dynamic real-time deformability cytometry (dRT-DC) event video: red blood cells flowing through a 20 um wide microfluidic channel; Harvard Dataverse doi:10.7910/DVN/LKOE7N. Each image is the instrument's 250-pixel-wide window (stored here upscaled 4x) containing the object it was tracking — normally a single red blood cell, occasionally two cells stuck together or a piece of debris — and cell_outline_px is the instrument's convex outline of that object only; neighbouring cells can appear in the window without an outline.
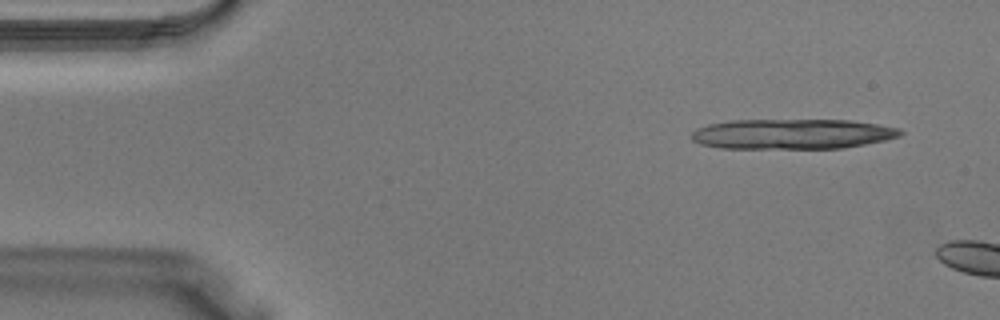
{"species": "Egyptian fruit bat (a non-hibernating species)", "species_latin": "Rousettus aegyptiacus", "temperature_condition": "warm", "stored_images_in_passage": 4, "camera_frame_rate_fps": 3000, "um_per_image_px": 0.085, "animal": {"sex": "male"}, "frame": {"image": 1, "passage_image": 1, "time_ms": 0.0, "image_size_px": [1000, 320], "cell_outline_px": [[904, 132], [900, 136], [884, 140], [844, 148], [720, 148], [700, 144], [692, 140], [692, 132], [696, 128], [708, 124], [728, 120], [852, 120], [880, 124], [900, 128]], "centroid_in_image_um": [67.35, 11.38], "position_along_channel_um": 17.7, "area_um2": 36.88}}